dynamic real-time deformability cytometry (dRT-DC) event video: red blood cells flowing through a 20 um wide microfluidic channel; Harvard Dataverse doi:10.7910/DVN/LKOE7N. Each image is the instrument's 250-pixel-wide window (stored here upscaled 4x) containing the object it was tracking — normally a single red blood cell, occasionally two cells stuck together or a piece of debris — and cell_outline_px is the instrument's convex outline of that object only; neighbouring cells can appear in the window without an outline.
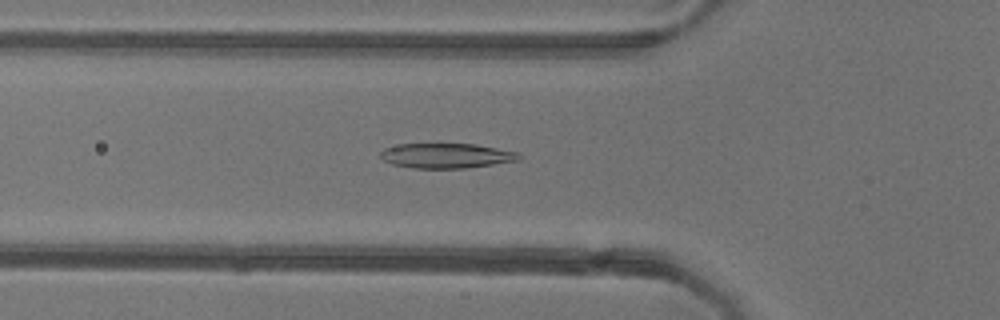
{"species": "common noctule bat (a hibernating species)", "species_latin": "Nyctalus noctula", "temperature_condition": "warm", "stored_images_in_passage": 52, "camera_frame_rate_fps": 3000, "um_per_image_px": 0.085, "animal": {"sex": "female"}, "frame": {"image": 1, "passage_image": 18, "time_ms": 5.667, "image_size_px": [1000, 320], "cell_outline_px": [[520, 160], [468, 168], [412, 168], [392, 164], [384, 160], [380, 156], [380, 152], [384, 148], [400, 144], [476, 144], [520, 152]], "centroid_in_image_um": [37.97, 13.23], "position_along_channel_um": 87.8, "area_um2": 20.17}}
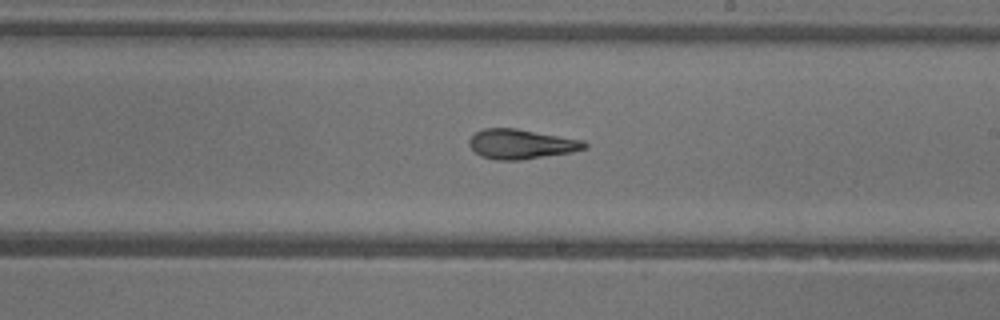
{"frame": {"image": 2, "passage_image": 30, "time_ms": 9.667, "image_size_px": [1000, 320], "cell_outline_px": [[588, 148], [572, 152], [520, 160], [496, 160], [480, 156], [468, 144], [468, 140], [476, 132], [484, 128], [516, 128], [584, 140], [588, 144]], "centroid_in_image_um": [44.32, 12.24], "position_along_channel_um": 244.7, "area_um2": 20.06}}
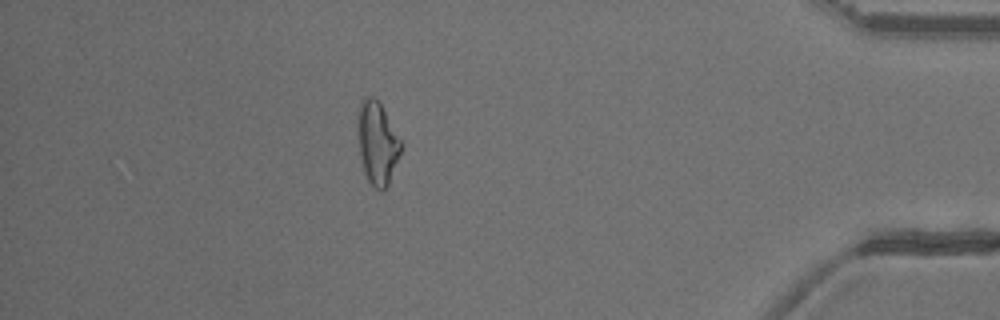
{"frame": {"image": 3, "passage_image": 46, "time_ms": 15.0, "image_size_px": [1000, 320], "cell_outline_px": [[404, 144], [388, 184], [384, 192], [380, 192], [368, 180], [364, 172], [360, 156], [356, 124], [356, 112], [360, 100], [364, 96], [372, 96], [380, 104]], "centroid_in_image_um": [32.04, 12.12], "position_along_channel_um": 403.2, "area_um2": 21.21}, "authors_computed_cell_mechanics": {"area_um2": 20.9236, "velocity_mm_per_s": 3.8944, "shape_relaxation_time_tau1_ms": null, "shape_relaxation_time_tau2_ms": 2.3079, "deformation_change_tau1": null, "deformation_change_tau2": 0.1203}}